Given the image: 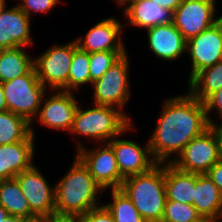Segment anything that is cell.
<instances>
[{
  "instance_id": "cell-25",
  "label": "cell",
  "mask_w": 222,
  "mask_h": 222,
  "mask_svg": "<svg viewBox=\"0 0 222 222\" xmlns=\"http://www.w3.org/2000/svg\"><path fill=\"white\" fill-rule=\"evenodd\" d=\"M31 134V124L10 111L0 112V145L25 140Z\"/></svg>"
},
{
  "instance_id": "cell-3",
  "label": "cell",
  "mask_w": 222,
  "mask_h": 222,
  "mask_svg": "<svg viewBox=\"0 0 222 222\" xmlns=\"http://www.w3.org/2000/svg\"><path fill=\"white\" fill-rule=\"evenodd\" d=\"M120 189L146 222H161L167 199L165 163H157L145 173L125 178Z\"/></svg>"
},
{
  "instance_id": "cell-39",
  "label": "cell",
  "mask_w": 222,
  "mask_h": 222,
  "mask_svg": "<svg viewBox=\"0 0 222 222\" xmlns=\"http://www.w3.org/2000/svg\"><path fill=\"white\" fill-rule=\"evenodd\" d=\"M20 222H46L45 216H33L30 218H21Z\"/></svg>"
},
{
  "instance_id": "cell-41",
  "label": "cell",
  "mask_w": 222,
  "mask_h": 222,
  "mask_svg": "<svg viewBox=\"0 0 222 222\" xmlns=\"http://www.w3.org/2000/svg\"><path fill=\"white\" fill-rule=\"evenodd\" d=\"M115 1V5L120 6L121 8L124 7L130 0H113Z\"/></svg>"
},
{
  "instance_id": "cell-36",
  "label": "cell",
  "mask_w": 222,
  "mask_h": 222,
  "mask_svg": "<svg viewBox=\"0 0 222 222\" xmlns=\"http://www.w3.org/2000/svg\"><path fill=\"white\" fill-rule=\"evenodd\" d=\"M21 217L10 215L7 210L0 205V222H20Z\"/></svg>"
},
{
  "instance_id": "cell-14",
  "label": "cell",
  "mask_w": 222,
  "mask_h": 222,
  "mask_svg": "<svg viewBox=\"0 0 222 222\" xmlns=\"http://www.w3.org/2000/svg\"><path fill=\"white\" fill-rule=\"evenodd\" d=\"M191 59L187 82L202 69L222 60V18L213 26L187 40L186 54Z\"/></svg>"
},
{
  "instance_id": "cell-29",
  "label": "cell",
  "mask_w": 222,
  "mask_h": 222,
  "mask_svg": "<svg viewBox=\"0 0 222 222\" xmlns=\"http://www.w3.org/2000/svg\"><path fill=\"white\" fill-rule=\"evenodd\" d=\"M200 217L191 204L166 201L161 222H195Z\"/></svg>"
},
{
  "instance_id": "cell-15",
  "label": "cell",
  "mask_w": 222,
  "mask_h": 222,
  "mask_svg": "<svg viewBox=\"0 0 222 222\" xmlns=\"http://www.w3.org/2000/svg\"><path fill=\"white\" fill-rule=\"evenodd\" d=\"M116 17H106L91 27L85 34L75 37L77 46L88 53L104 51H127L123 37L124 23ZM123 40V41H122Z\"/></svg>"
},
{
  "instance_id": "cell-7",
  "label": "cell",
  "mask_w": 222,
  "mask_h": 222,
  "mask_svg": "<svg viewBox=\"0 0 222 222\" xmlns=\"http://www.w3.org/2000/svg\"><path fill=\"white\" fill-rule=\"evenodd\" d=\"M77 140V141H76ZM76 141V156L88 168L91 176L102 189L121 188L124 178L120 174L114 150L109 143H102L96 147H85L83 141ZM91 148V149H90Z\"/></svg>"
},
{
  "instance_id": "cell-34",
  "label": "cell",
  "mask_w": 222,
  "mask_h": 222,
  "mask_svg": "<svg viewBox=\"0 0 222 222\" xmlns=\"http://www.w3.org/2000/svg\"><path fill=\"white\" fill-rule=\"evenodd\" d=\"M46 222H80V215L58 213L55 211L50 216L46 217Z\"/></svg>"
},
{
  "instance_id": "cell-2",
  "label": "cell",
  "mask_w": 222,
  "mask_h": 222,
  "mask_svg": "<svg viewBox=\"0 0 222 222\" xmlns=\"http://www.w3.org/2000/svg\"><path fill=\"white\" fill-rule=\"evenodd\" d=\"M73 159L68 172L55 182V211L81 215L100 206L105 191L76 155Z\"/></svg>"
},
{
  "instance_id": "cell-24",
  "label": "cell",
  "mask_w": 222,
  "mask_h": 222,
  "mask_svg": "<svg viewBox=\"0 0 222 222\" xmlns=\"http://www.w3.org/2000/svg\"><path fill=\"white\" fill-rule=\"evenodd\" d=\"M0 205H2L10 215L21 218L35 216L31 212L28 200L23 195L18 181L15 178L1 180Z\"/></svg>"
},
{
  "instance_id": "cell-12",
  "label": "cell",
  "mask_w": 222,
  "mask_h": 222,
  "mask_svg": "<svg viewBox=\"0 0 222 222\" xmlns=\"http://www.w3.org/2000/svg\"><path fill=\"white\" fill-rule=\"evenodd\" d=\"M134 126L135 125L131 123L120 135L108 142L114 150L120 174L124 179L145 173L157 164L151 155L148 140L147 143L142 146L141 143L127 138L120 139L119 136L122 137L127 131L134 130Z\"/></svg>"
},
{
  "instance_id": "cell-5",
  "label": "cell",
  "mask_w": 222,
  "mask_h": 222,
  "mask_svg": "<svg viewBox=\"0 0 222 222\" xmlns=\"http://www.w3.org/2000/svg\"><path fill=\"white\" fill-rule=\"evenodd\" d=\"M2 87L7 110L25 118L30 124L38 115L44 94L49 93L39 81L34 67L27 74L2 83Z\"/></svg>"
},
{
  "instance_id": "cell-42",
  "label": "cell",
  "mask_w": 222,
  "mask_h": 222,
  "mask_svg": "<svg viewBox=\"0 0 222 222\" xmlns=\"http://www.w3.org/2000/svg\"><path fill=\"white\" fill-rule=\"evenodd\" d=\"M7 0H0V11L1 9L6 5V2Z\"/></svg>"
},
{
  "instance_id": "cell-4",
  "label": "cell",
  "mask_w": 222,
  "mask_h": 222,
  "mask_svg": "<svg viewBox=\"0 0 222 222\" xmlns=\"http://www.w3.org/2000/svg\"><path fill=\"white\" fill-rule=\"evenodd\" d=\"M77 108L69 133L85 137L96 144L108 143L120 135L132 121L118 108L108 105H96ZM95 140V141H94Z\"/></svg>"
},
{
  "instance_id": "cell-23",
  "label": "cell",
  "mask_w": 222,
  "mask_h": 222,
  "mask_svg": "<svg viewBox=\"0 0 222 222\" xmlns=\"http://www.w3.org/2000/svg\"><path fill=\"white\" fill-rule=\"evenodd\" d=\"M187 84V91L200 102H204L222 88V60L196 73Z\"/></svg>"
},
{
  "instance_id": "cell-35",
  "label": "cell",
  "mask_w": 222,
  "mask_h": 222,
  "mask_svg": "<svg viewBox=\"0 0 222 222\" xmlns=\"http://www.w3.org/2000/svg\"><path fill=\"white\" fill-rule=\"evenodd\" d=\"M209 128L214 132V135L216 137L217 144H218L219 160L222 161V124L214 123V124H211Z\"/></svg>"
},
{
  "instance_id": "cell-26",
  "label": "cell",
  "mask_w": 222,
  "mask_h": 222,
  "mask_svg": "<svg viewBox=\"0 0 222 222\" xmlns=\"http://www.w3.org/2000/svg\"><path fill=\"white\" fill-rule=\"evenodd\" d=\"M92 83L89 71V53L76 46L69 69L68 82L61 90L76 93L84 85L92 86Z\"/></svg>"
},
{
  "instance_id": "cell-40",
  "label": "cell",
  "mask_w": 222,
  "mask_h": 222,
  "mask_svg": "<svg viewBox=\"0 0 222 222\" xmlns=\"http://www.w3.org/2000/svg\"><path fill=\"white\" fill-rule=\"evenodd\" d=\"M222 218H214V217H200L197 221L195 222H221Z\"/></svg>"
},
{
  "instance_id": "cell-22",
  "label": "cell",
  "mask_w": 222,
  "mask_h": 222,
  "mask_svg": "<svg viewBox=\"0 0 222 222\" xmlns=\"http://www.w3.org/2000/svg\"><path fill=\"white\" fill-rule=\"evenodd\" d=\"M26 47L0 50V82L4 83L27 74L34 67V58Z\"/></svg>"
},
{
  "instance_id": "cell-37",
  "label": "cell",
  "mask_w": 222,
  "mask_h": 222,
  "mask_svg": "<svg viewBox=\"0 0 222 222\" xmlns=\"http://www.w3.org/2000/svg\"><path fill=\"white\" fill-rule=\"evenodd\" d=\"M159 4L161 7L168 8L174 11L182 0H151Z\"/></svg>"
},
{
  "instance_id": "cell-1",
  "label": "cell",
  "mask_w": 222,
  "mask_h": 222,
  "mask_svg": "<svg viewBox=\"0 0 222 222\" xmlns=\"http://www.w3.org/2000/svg\"><path fill=\"white\" fill-rule=\"evenodd\" d=\"M148 144L157 163H171L183 148L210 126L204 102L188 91L165 98ZM173 155V157L171 156Z\"/></svg>"
},
{
  "instance_id": "cell-11",
  "label": "cell",
  "mask_w": 222,
  "mask_h": 222,
  "mask_svg": "<svg viewBox=\"0 0 222 222\" xmlns=\"http://www.w3.org/2000/svg\"><path fill=\"white\" fill-rule=\"evenodd\" d=\"M218 160L217 140L214 132L208 128L204 133L193 138L171 161V164L184 172L206 174Z\"/></svg>"
},
{
  "instance_id": "cell-16",
  "label": "cell",
  "mask_w": 222,
  "mask_h": 222,
  "mask_svg": "<svg viewBox=\"0 0 222 222\" xmlns=\"http://www.w3.org/2000/svg\"><path fill=\"white\" fill-rule=\"evenodd\" d=\"M0 11V50L33 46L31 19L15 4Z\"/></svg>"
},
{
  "instance_id": "cell-17",
  "label": "cell",
  "mask_w": 222,
  "mask_h": 222,
  "mask_svg": "<svg viewBox=\"0 0 222 222\" xmlns=\"http://www.w3.org/2000/svg\"><path fill=\"white\" fill-rule=\"evenodd\" d=\"M150 51L162 61L174 62L186 54L187 40L173 23L146 29Z\"/></svg>"
},
{
  "instance_id": "cell-18",
  "label": "cell",
  "mask_w": 222,
  "mask_h": 222,
  "mask_svg": "<svg viewBox=\"0 0 222 222\" xmlns=\"http://www.w3.org/2000/svg\"><path fill=\"white\" fill-rule=\"evenodd\" d=\"M36 139L30 134L25 140L0 145V179H12L34 165Z\"/></svg>"
},
{
  "instance_id": "cell-19",
  "label": "cell",
  "mask_w": 222,
  "mask_h": 222,
  "mask_svg": "<svg viewBox=\"0 0 222 222\" xmlns=\"http://www.w3.org/2000/svg\"><path fill=\"white\" fill-rule=\"evenodd\" d=\"M126 25L149 29L173 23V11L151 0H130L123 8Z\"/></svg>"
},
{
  "instance_id": "cell-31",
  "label": "cell",
  "mask_w": 222,
  "mask_h": 222,
  "mask_svg": "<svg viewBox=\"0 0 222 222\" xmlns=\"http://www.w3.org/2000/svg\"><path fill=\"white\" fill-rule=\"evenodd\" d=\"M204 105H205V110L207 113V118L209 121V124H214L217 122V120L215 121V119H212L211 117V113L212 114H216L215 116H219L217 118L219 121L221 122H217V123H221L222 124V88L216 92H214L212 95H210L205 101H204Z\"/></svg>"
},
{
  "instance_id": "cell-20",
  "label": "cell",
  "mask_w": 222,
  "mask_h": 222,
  "mask_svg": "<svg viewBox=\"0 0 222 222\" xmlns=\"http://www.w3.org/2000/svg\"><path fill=\"white\" fill-rule=\"evenodd\" d=\"M193 207L201 217L222 218V193L207 174H196Z\"/></svg>"
},
{
  "instance_id": "cell-8",
  "label": "cell",
  "mask_w": 222,
  "mask_h": 222,
  "mask_svg": "<svg viewBox=\"0 0 222 222\" xmlns=\"http://www.w3.org/2000/svg\"><path fill=\"white\" fill-rule=\"evenodd\" d=\"M75 39L66 44H53L40 56L34 57V68L39 81L49 90H61L68 82Z\"/></svg>"
},
{
  "instance_id": "cell-13",
  "label": "cell",
  "mask_w": 222,
  "mask_h": 222,
  "mask_svg": "<svg viewBox=\"0 0 222 222\" xmlns=\"http://www.w3.org/2000/svg\"><path fill=\"white\" fill-rule=\"evenodd\" d=\"M39 167L33 165L18 174L15 179L28 200L31 212L35 216H50L55 212V184L50 185Z\"/></svg>"
},
{
  "instance_id": "cell-32",
  "label": "cell",
  "mask_w": 222,
  "mask_h": 222,
  "mask_svg": "<svg viewBox=\"0 0 222 222\" xmlns=\"http://www.w3.org/2000/svg\"><path fill=\"white\" fill-rule=\"evenodd\" d=\"M80 222H115L111 213L104 205H100L92 210L80 215Z\"/></svg>"
},
{
  "instance_id": "cell-27",
  "label": "cell",
  "mask_w": 222,
  "mask_h": 222,
  "mask_svg": "<svg viewBox=\"0 0 222 222\" xmlns=\"http://www.w3.org/2000/svg\"><path fill=\"white\" fill-rule=\"evenodd\" d=\"M111 191L110 202L103 204L111 213L115 222H146L133 205L130 198L120 189H109Z\"/></svg>"
},
{
  "instance_id": "cell-9",
  "label": "cell",
  "mask_w": 222,
  "mask_h": 222,
  "mask_svg": "<svg viewBox=\"0 0 222 222\" xmlns=\"http://www.w3.org/2000/svg\"><path fill=\"white\" fill-rule=\"evenodd\" d=\"M53 94H52V93ZM50 95L44 94L38 115L31 123V134L35 137L34 122L37 121L44 127L53 131H65L69 133L75 113L79 106L75 93L62 90H50Z\"/></svg>"
},
{
  "instance_id": "cell-33",
  "label": "cell",
  "mask_w": 222,
  "mask_h": 222,
  "mask_svg": "<svg viewBox=\"0 0 222 222\" xmlns=\"http://www.w3.org/2000/svg\"><path fill=\"white\" fill-rule=\"evenodd\" d=\"M206 174L222 193V161L218 160Z\"/></svg>"
},
{
  "instance_id": "cell-30",
  "label": "cell",
  "mask_w": 222,
  "mask_h": 222,
  "mask_svg": "<svg viewBox=\"0 0 222 222\" xmlns=\"http://www.w3.org/2000/svg\"><path fill=\"white\" fill-rule=\"evenodd\" d=\"M61 1L62 0H21L17 6L31 19V16L35 13L50 14V12L54 10L53 8Z\"/></svg>"
},
{
  "instance_id": "cell-10",
  "label": "cell",
  "mask_w": 222,
  "mask_h": 222,
  "mask_svg": "<svg viewBox=\"0 0 222 222\" xmlns=\"http://www.w3.org/2000/svg\"><path fill=\"white\" fill-rule=\"evenodd\" d=\"M217 0H182L173 11V24L182 36L189 40L213 26L221 18L217 17Z\"/></svg>"
},
{
  "instance_id": "cell-21",
  "label": "cell",
  "mask_w": 222,
  "mask_h": 222,
  "mask_svg": "<svg viewBox=\"0 0 222 222\" xmlns=\"http://www.w3.org/2000/svg\"><path fill=\"white\" fill-rule=\"evenodd\" d=\"M196 174L177 169L165 163L166 201H176L193 205Z\"/></svg>"
},
{
  "instance_id": "cell-38",
  "label": "cell",
  "mask_w": 222,
  "mask_h": 222,
  "mask_svg": "<svg viewBox=\"0 0 222 222\" xmlns=\"http://www.w3.org/2000/svg\"><path fill=\"white\" fill-rule=\"evenodd\" d=\"M7 111L6 99L2 87V83L0 82V112Z\"/></svg>"
},
{
  "instance_id": "cell-6",
  "label": "cell",
  "mask_w": 222,
  "mask_h": 222,
  "mask_svg": "<svg viewBox=\"0 0 222 222\" xmlns=\"http://www.w3.org/2000/svg\"><path fill=\"white\" fill-rule=\"evenodd\" d=\"M129 59L128 53H125L101 78L95 80L90 88L93 93L92 104L116 107L132 121V117L124 112L132 92L129 84Z\"/></svg>"
},
{
  "instance_id": "cell-28",
  "label": "cell",
  "mask_w": 222,
  "mask_h": 222,
  "mask_svg": "<svg viewBox=\"0 0 222 222\" xmlns=\"http://www.w3.org/2000/svg\"><path fill=\"white\" fill-rule=\"evenodd\" d=\"M128 51H104L89 53V71L92 82L103 74Z\"/></svg>"
}]
</instances>
